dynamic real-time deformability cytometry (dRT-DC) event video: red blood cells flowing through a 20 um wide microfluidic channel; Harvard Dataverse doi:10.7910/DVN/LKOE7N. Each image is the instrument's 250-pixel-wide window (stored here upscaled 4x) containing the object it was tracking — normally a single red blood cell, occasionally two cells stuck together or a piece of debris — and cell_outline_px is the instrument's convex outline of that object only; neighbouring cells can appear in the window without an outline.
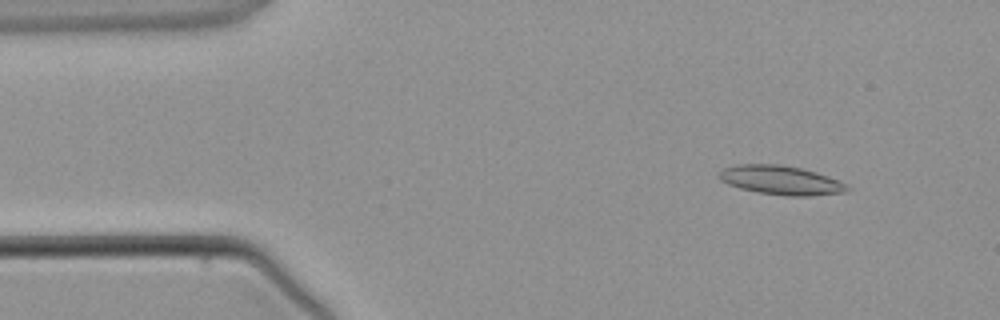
{"species": "common noctule bat (a hibernating species)", "species_latin": "Nyctalus noctula", "temperature_condition": "warm", "stored_images_in_passage": 3, "camera_frame_rate_fps": 3000, "um_per_image_px": 0.085, "animal": {"sex": "male", "body_mass_g": 21.5, "forearm_length_mm": 52.0}, "frame": {"image": 1, "passage_image": 1, "time_ms": 0.0, "image_size_px": [1000, 320], "cell_outline_px": [[852, 188], [848, 192], [812, 196], [788, 196], [756, 192], [740, 188], [728, 184], [720, 180], [716, 176], [724, 168], [736, 164], [780, 164], [800, 168], [816, 172], [840, 180]], "centroid_in_image_um": [66.4, 15.32], "position_along_channel_um": 18.6, "area_um2": 21.96}}
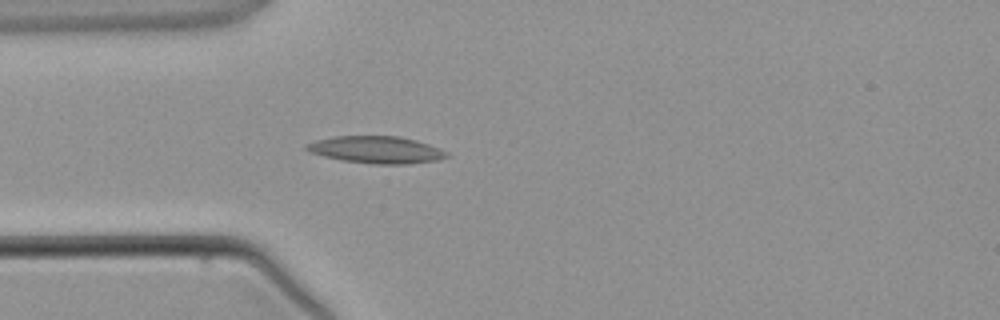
{"frame": {"image": 2, "passage_image": 3, "time_ms": 2.333, "image_size_px": [1000, 320], "cell_outline_px": [[448, 156], [440, 160], [408, 164], [372, 164], [340, 160], [308, 152], [304, 148], [304, 144], [316, 140], [336, 136], [396, 136], [416, 140], [440, 148], [448, 152]], "centroid_in_image_um": [31.97, 12.73], "position_along_channel_um": 53.0, "area_um2": 22.31}}